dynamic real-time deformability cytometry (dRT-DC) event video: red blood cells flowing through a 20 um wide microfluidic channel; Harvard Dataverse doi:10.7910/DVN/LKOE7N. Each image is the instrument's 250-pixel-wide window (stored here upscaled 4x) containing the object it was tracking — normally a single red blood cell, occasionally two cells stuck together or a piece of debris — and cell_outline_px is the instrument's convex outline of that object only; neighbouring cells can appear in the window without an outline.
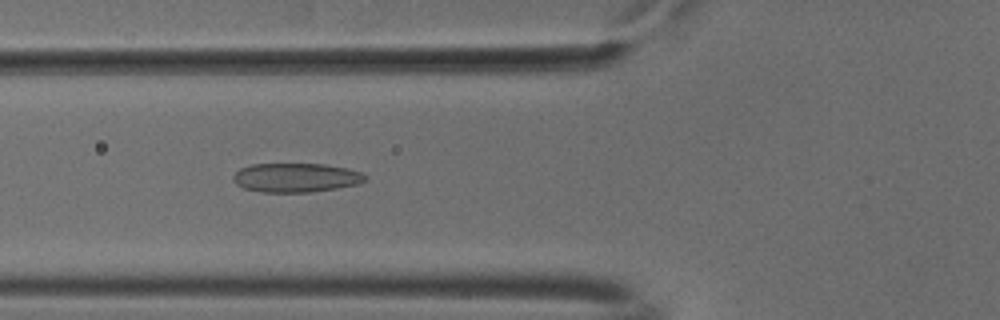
{"species": "common noctule bat (a hibernating species)", "species_latin": "Nyctalus noctula", "temperature_condition": "cold", "stored_images_in_passage": 36, "camera_frame_rate_fps": 3000, "um_per_image_px": 0.085, "animal": {"sex": "male", "body_mass_g": 18.8}, "frame": {"image": 1, "passage_image": 7, "time_ms": 2.0, "image_size_px": [1000, 320], "cell_outline_px": [[368, 176], [364, 180], [356, 184], [336, 188], [312, 192], [260, 192], [244, 188], [236, 184], [232, 180], [232, 176], [240, 168], [252, 164], [324, 164], [348, 168], [364, 172]], "centroid_in_image_um": [25.15, 15.09], "position_along_channel_um": 100.7, "area_um2": 22.48}}
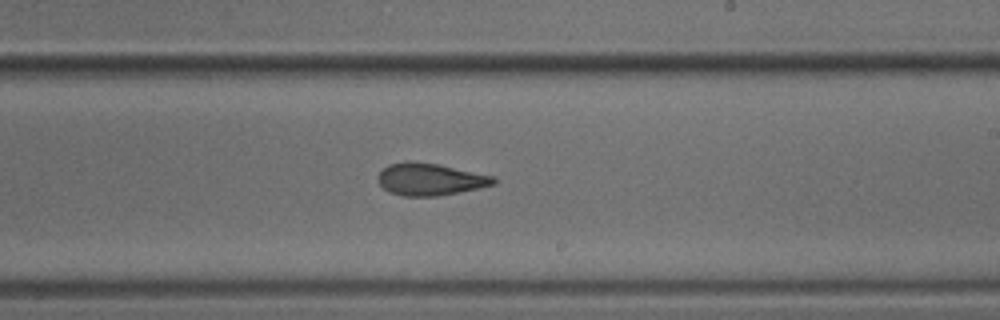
{"frame": {"image": 2, "passage_image": 19, "time_ms": 6.0, "image_size_px": [1000, 320], "cell_outline_px": [[496, 184], [480, 188], [436, 196], [404, 196], [388, 192], [380, 184], [380, 172], [388, 164], [404, 160], [408, 160], [436, 164], [492, 176], [496, 180]], "centroid_in_image_um": [36.54, 15.24], "position_along_channel_um": 252.5, "area_um2": 21.39}}
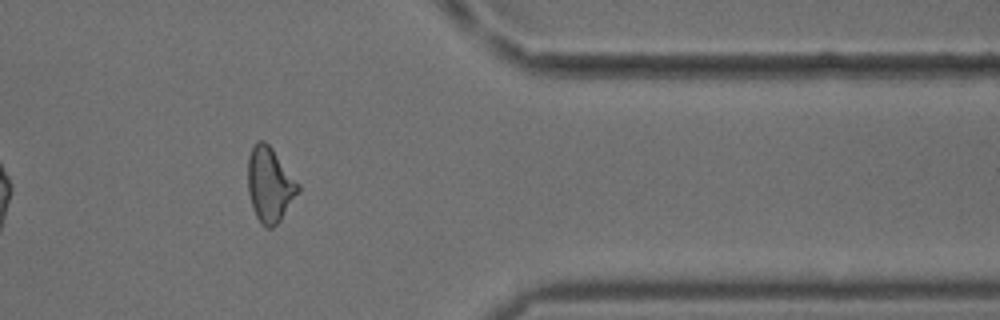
{"frame": {"image": 3, "passage_image": 31, "time_ms": 10.0, "image_size_px": [1000, 320], "cell_outline_px": [[300, 192], [280, 220], [272, 228], [264, 228], [260, 224], [252, 208], [248, 192], [248, 156], [252, 148], [260, 140], [264, 140], [272, 148], [300, 184]], "centroid_in_image_um": [22.94, 15.73], "position_along_channel_um": 388.5, "area_um2": 22.02}, "authors_computed_cell_mechanics": {"area_um2": 21.4149, "velocity_mm_per_s": 3.7868, "shape_relaxation_time_tau1_ms": null, "shape_relaxation_time_tau2_ms": 3.7931, "deformation_change_tau1": null, "deformation_change_tau2": 0.1228}}